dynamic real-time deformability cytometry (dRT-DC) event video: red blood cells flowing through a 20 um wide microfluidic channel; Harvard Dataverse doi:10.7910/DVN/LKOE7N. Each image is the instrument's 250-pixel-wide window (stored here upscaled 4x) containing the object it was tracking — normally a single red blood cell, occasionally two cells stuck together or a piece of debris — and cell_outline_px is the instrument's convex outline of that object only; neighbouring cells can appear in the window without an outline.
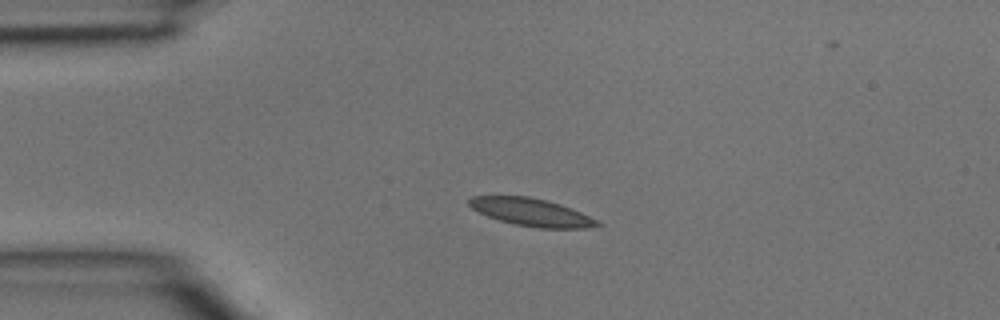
{"species": "common noctule bat (a hibernating species)", "species_latin": "Nyctalus noctula", "temperature_condition": "room temperature", "stored_images_in_passage": 37, "camera_frame_rate_fps": 3000, "um_per_image_px": 0.085, "animal": {"sex": "male", "body_mass_g": 15.6}, "frame": {"image": 1, "passage_image": 1, "time_ms": 0.0, "image_size_px": [1000, 320], "cell_outline_px": [[604, 224], [584, 228], [540, 228], [516, 224], [500, 220], [488, 216], [472, 208], [468, 204], [468, 200], [472, 196], [528, 196], [560, 204], [572, 208]], "centroid_in_image_um": [45.16, 18.03], "position_along_channel_um": 39.8, "area_um2": 20.29}}
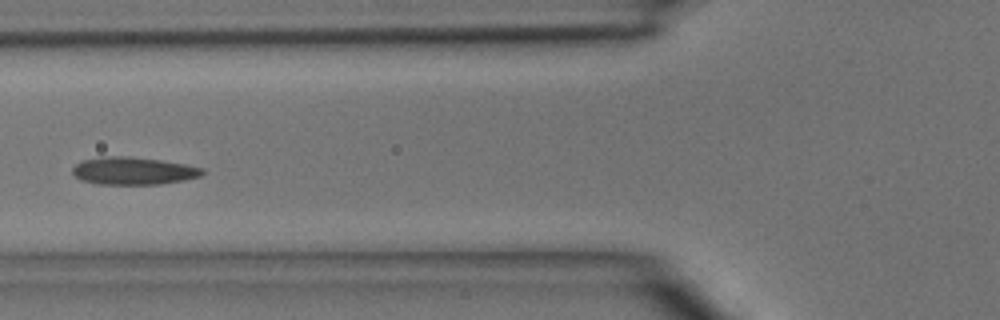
{"frame": {"image": 2, "passage_image": 8, "time_ms": 2.333, "image_size_px": [1000, 320], "cell_outline_px": [[204, 172], [200, 176], [184, 180], [160, 184], [100, 184], [80, 180], [72, 172], [72, 168], [76, 164], [84, 160], [100, 156], [128, 156], [160, 160], [184, 164], [204, 168]], "centroid_in_image_um": [11.32, 14.52], "position_along_channel_um": 114.5, "area_um2": 20.81}}
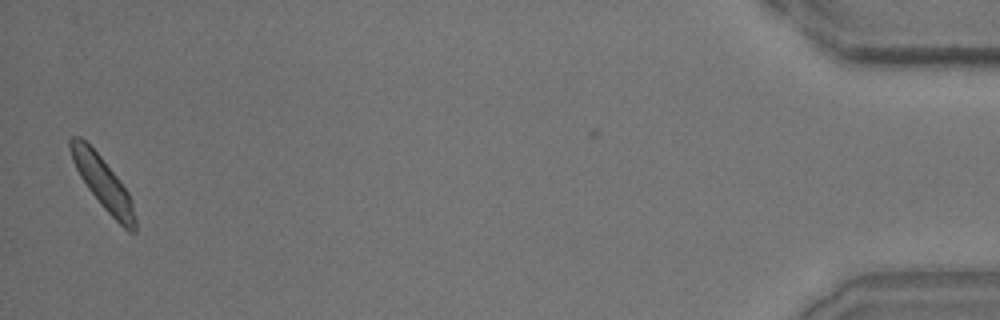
{"frame": {"image": 3, "passage_image": 36, "time_ms": 11.667, "image_size_px": [1000, 320], "cell_outline_px": [[136, 232], [128, 232], [104, 208], [88, 188], [80, 176], [72, 160], [68, 148], [68, 140], [72, 136], [80, 136], [100, 156], [120, 180], [128, 192], [132, 200], [136, 220]], "centroid_in_image_um": [8.75, 15.55], "position_along_channel_um": 426.5, "area_um2": 19.42}}